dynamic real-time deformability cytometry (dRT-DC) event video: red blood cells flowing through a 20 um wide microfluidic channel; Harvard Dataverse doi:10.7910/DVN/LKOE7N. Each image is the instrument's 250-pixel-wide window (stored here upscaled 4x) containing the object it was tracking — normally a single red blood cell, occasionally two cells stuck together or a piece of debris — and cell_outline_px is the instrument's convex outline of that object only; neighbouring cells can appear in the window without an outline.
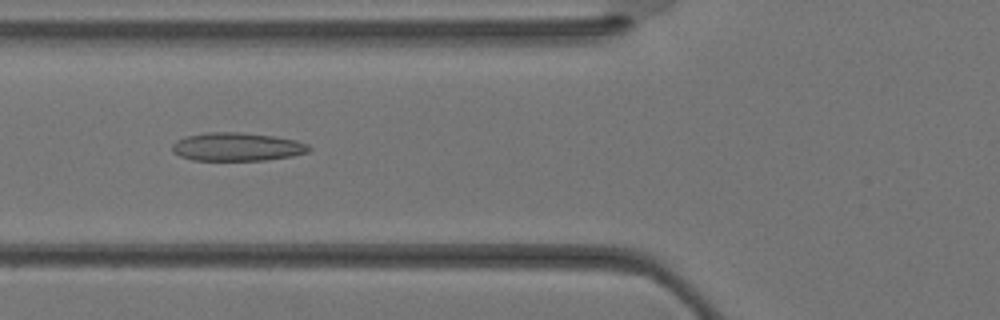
{"species": "Egyptian fruit bat (a non-hibernating species)", "species_latin": "Rousettus aegyptiacus", "temperature_condition": "warm", "stored_images_in_passage": 36, "camera_frame_rate_fps": 3000, "um_per_image_px": 0.085, "animal": {"sex": "female"}, "frame": {"image": 1, "passage_image": 14, "time_ms": 4.333, "image_size_px": [1000, 320], "cell_outline_px": [[312, 148], [308, 152], [292, 156], [268, 160], [192, 160], [180, 156], [172, 152], [172, 144], [176, 140], [188, 136], [204, 132], [236, 132], [272, 136], [296, 140], [308, 144]], "centroid_in_image_um": [20.14, 12.48], "position_along_channel_um": 105.7, "area_um2": 22.6}}
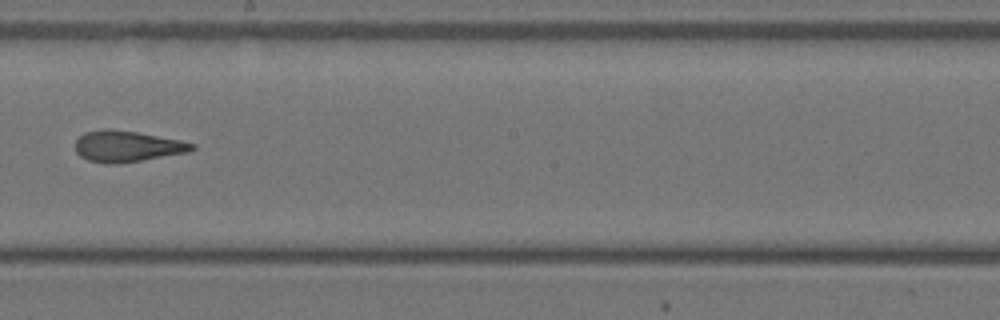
{"frame": {"image": 2, "passage_image": 21, "time_ms": 6.667, "image_size_px": [1000, 320], "cell_outline_px": [[196, 148], [188, 152], [120, 164], [104, 164], [88, 160], [80, 156], [76, 152], [76, 140], [84, 132], [100, 128], [108, 128], [136, 132], [180, 140], [196, 144]], "centroid_in_image_um": [10.78, 12.44], "position_along_channel_um": 237.4, "area_um2": 21.33}}
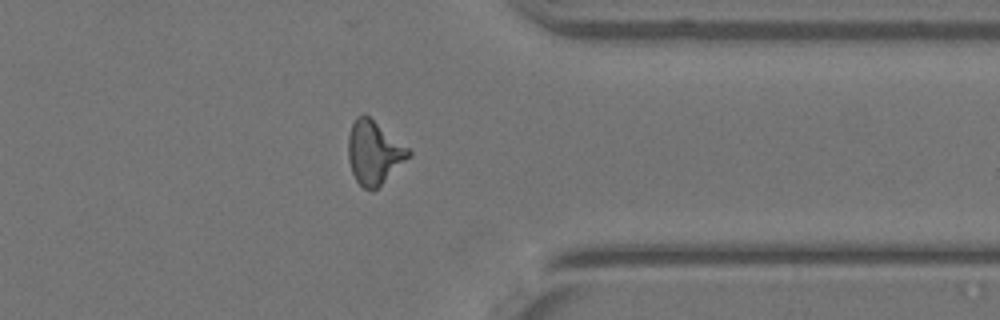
{"frame": {"image": 3, "passage_image": 29, "time_ms": 9.333, "image_size_px": [1000, 320], "cell_outline_px": [[412, 152], [372, 192], [364, 188], [356, 180], [352, 172], [348, 160], [348, 136], [352, 124], [356, 116], [364, 112], [408, 148]], "centroid_in_image_um": [31.72, 12.93], "position_along_channel_um": 379.7, "area_um2": 21.73}}